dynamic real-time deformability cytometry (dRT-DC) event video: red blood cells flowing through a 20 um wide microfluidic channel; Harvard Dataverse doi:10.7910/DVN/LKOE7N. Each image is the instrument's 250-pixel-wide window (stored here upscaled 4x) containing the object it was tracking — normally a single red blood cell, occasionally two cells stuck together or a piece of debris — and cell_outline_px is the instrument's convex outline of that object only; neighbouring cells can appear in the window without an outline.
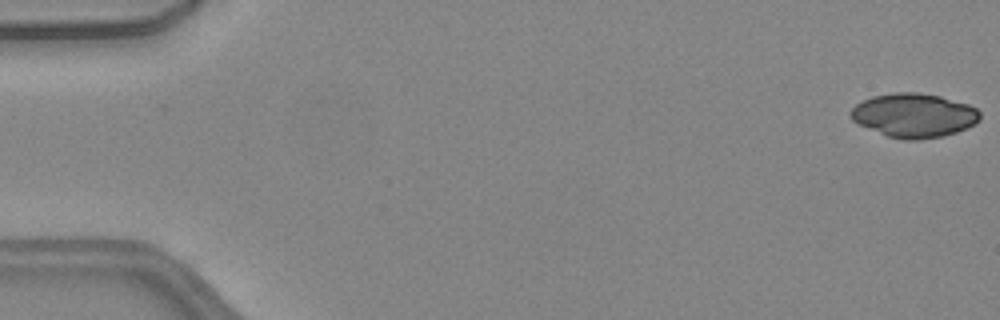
{"species": "common noctule bat (a hibernating species)", "species_latin": "Nyctalus noctula", "temperature_condition": "warm", "stored_images_in_passage": 50, "camera_frame_rate_fps": 3000, "um_per_image_px": 0.085, "animal": {"sex": "female", "body_mass_g": 24.6, "forearm_length_mm": 56.2}, "frame": {"image": 1, "passage_image": 1, "time_ms": 0.0, "image_size_px": [1000, 320], "cell_outline_px": [[980, 120], [976, 124], [968, 128], [944, 136], [920, 140], [904, 140], [888, 136], [860, 124], [852, 120], [848, 116], [848, 112], [856, 104], [872, 96], [892, 92], [916, 92], [940, 96], [968, 104], [976, 108], [980, 112]], "centroid_in_image_um": [77.7, 9.8], "position_along_channel_um": 7.3, "area_um2": 33.35}}